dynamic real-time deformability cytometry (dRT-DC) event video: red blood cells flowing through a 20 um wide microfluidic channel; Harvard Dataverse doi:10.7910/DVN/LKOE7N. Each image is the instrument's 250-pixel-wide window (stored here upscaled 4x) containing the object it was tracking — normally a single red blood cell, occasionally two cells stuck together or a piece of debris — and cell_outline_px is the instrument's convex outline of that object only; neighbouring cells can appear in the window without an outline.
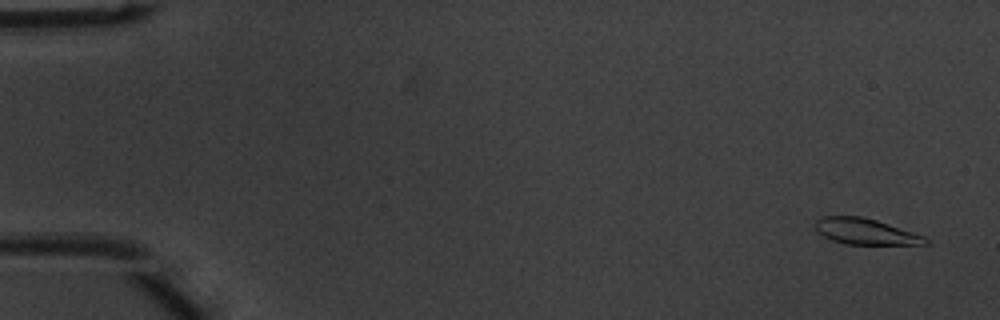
{"species": "common noctule bat (a hibernating species)", "species_latin": "Nyctalus noctula", "temperature_condition": "warm", "stored_images_in_passage": 16, "camera_frame_rate_fps": 3000, "um_per_image_px": 0.085, "animal": {"sex": "male", "body_mass_g": 20.1, "forearm_length_mm": 53.5}, "frame": {"image": 1, "passage_image": 3, "time_ms": 0.667, "image_size_px": [1000, 320], "cell_outline_px": [[928, 244], [844, 244], [832, 240], [816, 232], [816, 220], [820, 216], [860, 216], [876, 220], [924, 236], [928, 240]], "centroid_in_image_um": [73.51, 19.67], "position_along_channel_um": 11.5, "area_um2": 16.47}}